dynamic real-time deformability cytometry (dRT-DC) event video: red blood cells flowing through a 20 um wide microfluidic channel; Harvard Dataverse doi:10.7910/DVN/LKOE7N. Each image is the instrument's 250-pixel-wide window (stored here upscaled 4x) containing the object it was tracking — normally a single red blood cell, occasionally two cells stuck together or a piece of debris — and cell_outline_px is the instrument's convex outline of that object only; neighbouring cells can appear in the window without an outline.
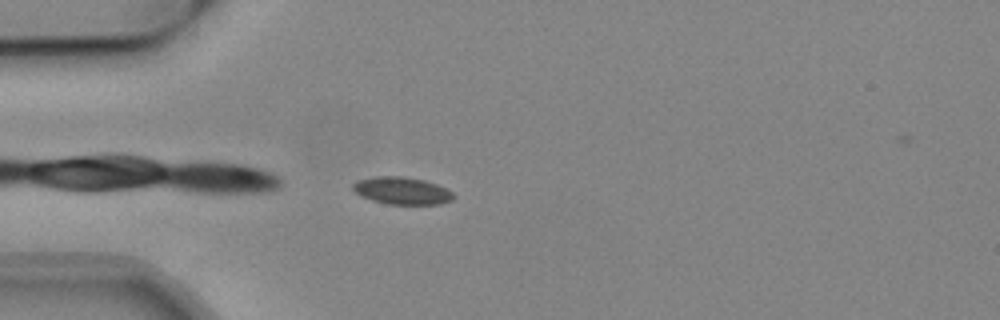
{"species": "common noctule bat (a hibernating species)", "species_latin": "Nyctalus noctula", "temperature_condition": "cold", "stored_images_in_passage": 5, "camera_frame_rate_fps": 3000, "um_per_image_px": 0.085, "animal": {"sex": "male", "body_mass_g": 19.2, "forearm_length_mm": 51.8}, "frame": {"image": 1, "passage_image": 1, "time_ms": 0.0, "image_size_px": [1000, 320], "cell_outline_px": [[452, 200], [440, 204], [388, 204], [372, 200], [360, 196], [352, 188], [352, 184], [356, 180], [376, 176], [400, 176], [424, 180], [436, 184], [452, 192]], "centroid_in_image_um": [34.11, 16.2], "position_along_channel_um": 50.9, "area_um2": 15.9}}